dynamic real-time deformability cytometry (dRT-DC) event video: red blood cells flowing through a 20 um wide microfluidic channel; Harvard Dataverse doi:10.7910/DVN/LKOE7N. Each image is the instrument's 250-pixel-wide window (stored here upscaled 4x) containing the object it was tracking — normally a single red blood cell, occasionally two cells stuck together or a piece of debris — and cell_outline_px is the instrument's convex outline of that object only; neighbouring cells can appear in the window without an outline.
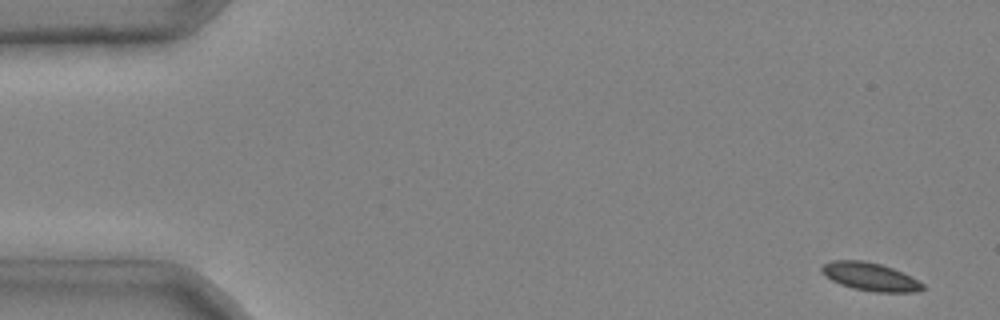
{"species": "common noctule bat (a hibernating species)", "species_latin": "Nyctalus noctula", "temperature_condition": "cold", "stored_images_in_passage": 4, "camera_frame_rate_fps": 3000, "um_per_image_px": 0.085, "animal": {"sex": "male", "body_mass_g": 20.4}, "frame": {"image": 1, "passage_image": 1, "time_ms": 0.0, "image_size_px": [1000, 320], "cell_outline_px": [[924, 288], [920, 292], [876, 292], [852, 288], [840, 284], [824, 276], [820, 272], [820, 268], [824, 264], [832, 260], [864, 260], [880, 264], [892, 268], [912, 276], [924, 284]], "centroid_in_image_um": [73.96, 23.52], "position_along_channel_um": 11.0, "area_um2": 16.7}}
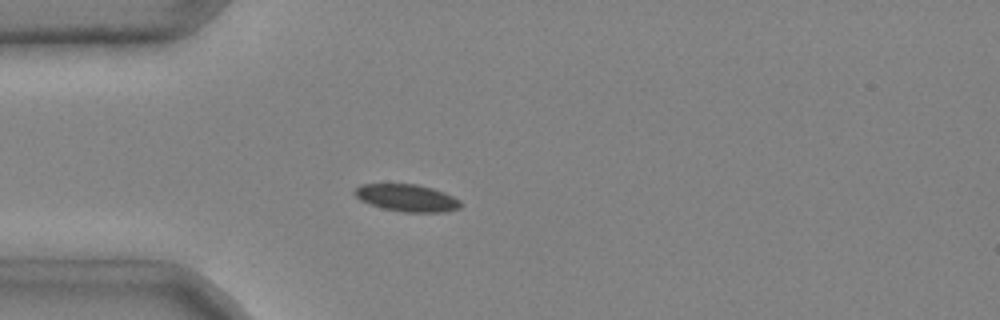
{"frame": {"image": 2, "passage_image": 4, "time_ms": 1.0, "image_size_px": [1000, 320], "cell_outline_px": [[464, 204], [460, 208], [444, 212], [404, 212], [384, 208], [360, 200], [352, 192], [360, 184], [416, 184], [432, 188], [444, 192], [460, 200]], "centroid_in_image_um": [34.62, 16.82], "position_along_channel_um": 50.4, "area_um2": 16.76}}